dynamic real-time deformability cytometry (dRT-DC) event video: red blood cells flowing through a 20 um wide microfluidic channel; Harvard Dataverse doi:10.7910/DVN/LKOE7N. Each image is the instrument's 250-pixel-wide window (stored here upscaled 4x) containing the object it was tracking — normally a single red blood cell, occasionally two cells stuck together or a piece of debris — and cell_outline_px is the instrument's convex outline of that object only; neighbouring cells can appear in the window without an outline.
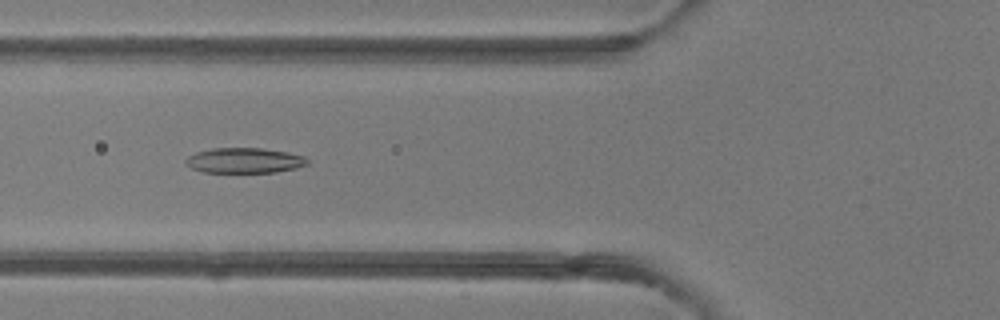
{"species": "common noctule bat (a hibernating species)", "species_latin": "Nyctalus noctula", "temperature_condition": "room temperature", "stored_images_in_passage": 49, "camera_frame_rate_fps": 3000, "um_per_image_px": 0.085, "animal": {"sex": "female"}, "frame": {"image": 1, "passage_image": 19, "time_ms": 6.0, "image_size_px": [1000, 320], "cell_outline_px": [[308, 164], [296, 168], [276, 172], [204, 172], [192, 168], [184, 164], [184, 160], [188, 156], [196, 152], [212, 148], [260, 148], [288, 152], [304, 156], [308, 160]], "centroid_in_image_um": [20.76, 13.64], "position_along_channel_um": 105.0, "area_um2": 17.92}}
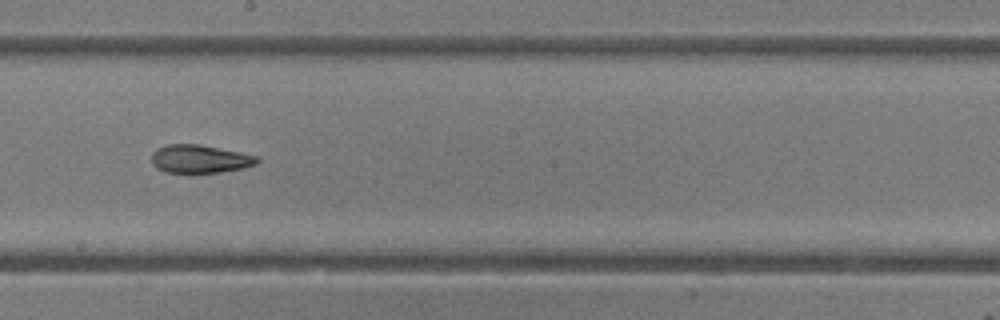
{"frame": {"image": 2, "passage_image": 28, "time_ms": 9.0, "image_size_px": [1000, 320], "cell_outline_px": [[260, 160], [256, 164], [244, 168], [196, 176], [192, 176], [164, 172], [156, 168], [152, 164], [152, 152], [156, 148], [168, 144], [200, 144], [240, 152], [256, 156]], "centroid_in_image_um": [16.94, 13.56], "position_along_channel_um": 231.3, "area_um2": 18.21}}
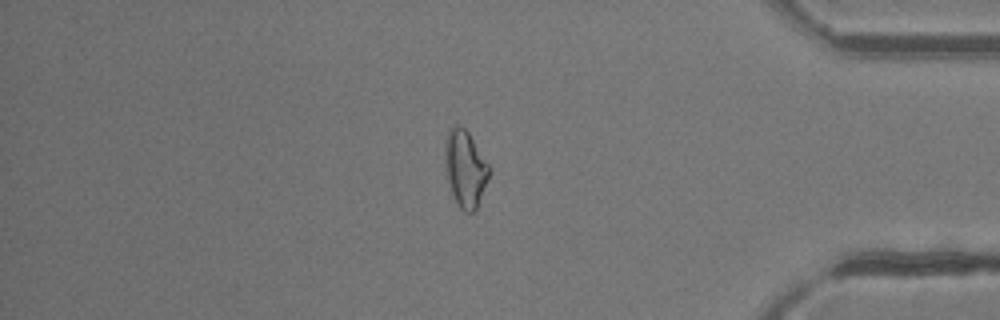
{"frame": {"image": 3, "passage_image": 42, "time_ms": 13.667, "image_size_px": [1000, 320], "cell_outline_px": [[488, 176], [476, 208], [472, 212], [464, 212], [460, 208], [452, 192], [448, 180], [444, 156], [444, 140], [448, 128], [456, 124], [464, 128], [468, 132], [488, 164]], "centroid_in_image_um": [39.49, 14.26], "position_along_channel_um": 395.7, "area_um2": 19.25}, "authors_computed_cell_mechanics": {"area_um2": 19.2474, "velocity_mm_per_s": 4.185, "shape_relaxation_time_tau1_ms": null, "shape_relaxation_time_tau2_ms": 4.4434, "deformation_change_tau1": null, "deformation_change_tau2": 0.1322}}